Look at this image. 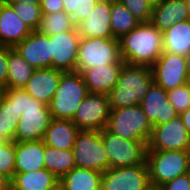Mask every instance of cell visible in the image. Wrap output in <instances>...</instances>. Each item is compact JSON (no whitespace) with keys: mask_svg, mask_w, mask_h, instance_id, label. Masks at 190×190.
Instances as JSON below:
<instances>
[{"mask_svg":"<svg viewBox=\"0 0 190 190\" xmlns=\"http://www.w3.org/2000/svg\"><path fill=\"white\" fill-rule=\"evenodd\" d=\"M3 95L12 102L18 119L14 142L42 140L53 119L49 106L24 88H5Z\"/></svg>","mask_w":190,"mask_h":190,"instance_id":"6da1fadb","label":"cell"},{"mask_svg":"<svg viewBox=\"0 0 190 190\" xmlns=\"http://www.w3.org/2000/svg\"><path fill=\"white\" fill-rule=\"evenodd\" d=\"M119 42L121 58L127 64L151 67L163 52V33L150 22L140 23Z\"/></svg>","mask_w":190,"mask_h":190,"instance_id":"7a4b0ae2","label":"cell"},{"mask_svg":"<svg viewBox=\"0 0 190 190\" xmlns=\"http://www.w3.org/2000/svg\"><path fill=\"white\" fill-rule=\"evenodd\" d=\"M153 82L151 67L124 63L108 94L111 109L140 105Z\"/></svg>","mask_w":190,"mask_h":190,"instance_id":"3957f363","label":"cell"},{"mask_svg":"<svg viewBox=\"0 0 190 190\" xmlns=\"http://www.w3.org/2000/svg\"><path fill=\"white\" fill-rule=\"evenodd\" d=\"M89 94L88 88L79 71L62 72L49 110L54 119L72 120L79 105Z\"/></svg>","mask_w":190,"mask_h":190,"instance_id":"277c9868","label":"cell"},{"mask_svg":"<svg viewBox=\"0 0 190 190\" xmlns=\"http://www.w3.org/2000/svg\"><path fill=\"white\" fill-rule=\"evenodd\" d=\"M152 128L139 104L133 107L111 109L106 126L110 133L122 139L147 143L150 140Z\"/></svg>","mask_w":190,"mask_h":190,"instance_id":"5b68a950","label":"cell"},{"mask_svg":"<svg viewBox=\"0 0 190 190\" xmlns=\"http://www.w3.org/2000/svg\"><path fill=\"white\" fill-rule=\"evenodd\" d=\"M146 163L150 184L158 186L190 171L188 153L183 150L147 151Z\"/></svg>","mask_w":190,"mask_h":190,"instance_id":"8992f818","label":"cell"},{"mask_svg":"<svg viewBox=\"0 0 190 190\" xmlns=\"http://www.w3.org/2000/svg\"><path fill=\"white\" fill-rule=\"evenodd\" d=\"M120 54V42L115 38L80 37L76 71L104 66L124 64Z\"/></svg>","mask_w":190,"mask_h":190,"instance_id":"52a82bcc","label":"cell"},{"mask_svg":"<svg viewBox=\"0 0 190 190\" xmlns=\"http://www.w3.org/2000/svg\"><path fill=\"white\" fill-rule=\"evenodd\" d=\"M72 150L76 167L101 173L109 169V158L101 131L80 130Z\"/></svg>","mask_w":190,"mask_h":190,"instance_id":"ba28073f","label":"cell"},{"mask_svg":"<svg viewBox=\"0 0 190 190\" xmlns=\"http://www.w3.org/2000/svg\"><path fill=\"white\" fill-rule=\"evenodd\" d=\"M101 136L109 158V168L146 163L147 142L122 139L106 128L101 131Z\"/></svg>","mask_w":190,"mask_h":190,"instance_id":"9c48e42d","label":"cell"},{"mask_svg":"<svg viewBox=\"0 0 190 190\" xmlns=\"http://www.w3.org/2000/svg\"><path fill=\"white\" fill-rule=\"evenodd\" d=\"M110 112L108 95L89 93L71 121L79 130L102 131L107 126Z\"/></svg>","mask_w":190,"mask_h":190,"instance_id":"30bf717a","label":"cell"},{"mask_svg":"<svg viewBox=\"0 0 190 190\" xmlns=\"http://www.w3.org/2000/svg\"><path fill=\"white\" fill-rule=\"evenodd\" d=\"M151 70L154 82L166 91L189 82L185 56L162 52Z\"/></svg>","mask_w":190,"mask_h":190,"instance_id":"8fae6325","label":"cell"},{"mask_svg":"<svg viewBox=\"0 0 190 190\" xmlns=\"http://www.w3.org/2000/svg\"><path fill=\"white\" fill-rule=\"evenodd\" d=\"M189 144L190 134L177 116L165 124L153 126L147 151H187Z\"/></svg>","mask_w":190,"mask_h":190,"instance_id":"7c38bea8","label":"cell"},{"mask_svg":"<svg viewBox=\"0 0 190 190\" xmlns=\"http://www.w3.org/2000/svg\"><path fill=\"white\" fill-rule=\"evenodd\" d=\"M149 185L147 163L109 168L102 176L104 190H145Z\"/></svg>","mask_w":190,"mask_h":190,"instance_id":"4fadbf2b","label":"cell"},{"mask_svg":"<svg viewBox=\"0 0 190 190\" xmlns=\"http://www.w3.org/2000/svg\"><path fill=\"white\" fill-rule=\"evenodd\" d=\"M51 37L52 68L76 71L80 35L76 27Z\"/></svg>","mask_w":190,"mask_h":190,"instance_id":"5bb4252c","label":"cell"},{"mask_svg":"<svg viewBox=\"0 0 190 190\" xmlns=\"http://www.w3.org/2000/svg\"><path fill=\"white\" fill-rule=\"evenodd\" d=\"M140 106L152 127L165 124L179 116L168 100L167 91L155 82L151 84Z\"/></svg>","mask_w":190,"mask_h":190,"instance_id":"9a60e30c","label":"cell"},{"mask_svg":"<svg viewBox=\"0 0 190 190\" xmlns=\"http://www.w3.org/2000/svg\"><path fill=\"white\" fill-rule=\"evenodd\" d=\"M14 48L35 69L52 68L50 36L32 31Z\"/></svg>","mask_w":190,"mask_h":190,"instance_id":"2e32d148","label":"cell"},{"mask_svg":"<svg viewBox=\"0 0 190 190\" xmlns=\"http://www.w3.org/2000/svg\"><path fill=\"white\" fill-rule=\"evenodd\" d=\"M111 0H99L89 18L75 27L83 38H113L111 31Z\"/></svg>","mask_w":190,"mask_h":190,"instance_id":"e0dca14e","label":"cell"},{"mask_svg":"<svg viewBox=\"0 0 190 190\" xmlns=\"http://www.w3.org/2000/svg\"><path fill=\"white\" fill-rule=\"evenodd\" d=\"M32 30L18 17L10 4L0 0V45L14 48Z\"/></svg>","mask_w":190,"mask_h":190,"instance_id":"ac0fdd59","label":"cell"},{"mask_svg":"<svg viewBox=\"0 0 190 190\" xmlns=\"http://www.w3.org/2000/svg\"><path fill=\"white\" fill-rule=\"evenodd\" d=\"M62 72L54 68L36 69L24 90L32 98L49 105L58 87Z\"/></svg>","mask_w":190,"mask_h":190,"instance_id":"d6986e66","label":"cell"},{"mask_svg":"<svg viewBox=\"0 0 190 190\" xmlns=\"http://www.w3.org/2000/svg\"><path fill=\"white\" fill-rule=\"evenodd\" d=\"M123 64H109L83 69L80 73L89 93L105 94L115 87Z\"/></svg>","mask_w":190,"mask_h":190,"instance_id":"ffe728a7","label":"cell"},{"mask_svg":"<svg viewBox=\"0 0 190 190\" xmlns=\"http://www.w3.org/2000/svg\"><path fill=\"white\" fill-rule=\"evenodd\" d=\"M190 19L184 0H162L153 5L150 23L162 33L176 22Z\"/></svg>","mask_w":190,"mask_h":190,"instance_id":"44dd1931","label":"cell"},{"mask_svg":"<svg viewBox=\"0 0 190 190\" xmlns=\"http://www.w3.org/2000/svg\"><path fill=\"white\" fill-rule=\"evenodd\" d=\"M43 168H45L43 140L15 142V174Z\"/></svg>","mask_w":190,"mask_h":190,"instance_id":"7402d4cb","label":"cell"},{"mask_svg":"<svg viewBox=\"0 0 190 190\" xmlns=\"http://www.w3.org/2000/svg\"><path fill=\"white\" fill-rule=\"evenodd\" d=\"M79 131L80 130L71 120L53 118L42 140L47 146L70 150L74 147L75 139Z\"/></svg>","mask_w":190,"mask_h":190,"instance_id":"603a6c76","label":"cell"},{"mask_svg":"<svg viewBox=\"0 0 190 190\" xmlns=\"http://www.w3.org/2000/svg\"><path fill=\"white\" fill-rule=\"evenodd\" d=\"M103 173L85 168H73L59 179L63 190H101Z\"/></svg>","mask_w":190,"mask_h":190,"instance_id":"cb8c5ba5","label":"cell"},{"mask_svg":"<svg viewBox=\"0 0 190 190\" xmlns=\"http://www.w3.org/2000/svg\"><path fill=\"white\" fill-rule=\"evenodd\" d=\"M163 52L185 57L190 53V19L176 22L163 32Z\"/></svg>","mask_w":190,"mask_h":190,"instance_id":"d4e9b609","label":"cell"},{"mask_svg":"<svg viewBox=\"0 0 190 190\" xmlns=\"http://www.w3.org/2000/svg\"><path fill=\"white\" fill-rule=\"evenodd\" d=\"M59 178L46 168L17 173L11 180V190H47L55 186Z\"/></svg>","mask_w":190,"mask_h":190,"instance_id":"484cf974","label":"cell"},{"mask_svg":"<svg viewBox=\"0 0 190 190\" xmlns=\"http://www.w3.org/2000/svg\"><path fill=\"white\" fill-rule=\"evenodd\" d=\"M7 88H24L36 70L12 47H8Z\"/></svg>","mask_w":190,"mask_h":190,"instance_id":"4316f807","label":"cell"},{"mask_svg":"<svg viewBox=\"0 0 190 190\" xmlns=\"http://www.w3.org/2000/svg\"><path fill=\"white\" fill-rule=\"evenodd\" d=\"M45 168L59 179L76 167L73 150L57 149L44 144Z\"/></svg>","mask_w":190,"mask_h":190,"instance_id":"83f0119b","label":"cell"},{"mask_svg":"<svg viewBox=\"0 0 190 190\" xmlns=\"http://www.w3.org/2000/svg\"><path fill=\"white\" fill-rule=\"evenodd\" d=\"M110 21L113 38L118 40L141 23L118 0H111Z\"/></svg>","mask_w":190,"mask_h":190,"instance_id":"f1b7e54d","label":"cell"},{"mask_svg":"<svg viewBox=\"0 0 190 190\" xmlns=\"http://www.w3.org/2000/svg\"><path fill=\"white\" fill-rule=\"evenodd\" d=\"M75 28L73 18L64 11L42 14V19L37 31L40 34L53 36Z\"/></svg>","mask_w":190,"mask_h":190,"instance_id":"f546056e","label":"cell"},{"mask_svg":"<svg viewBox=\"0 0 190 190\" xmlns=\"http://www.w3.org/2000/svg\"><path fill=\"white\" fill-rule=\"evenodd\" d=\"M18 119L12 102L4 95L0 99V142L14 141Z\"/></svg>","mask_w":190,"mask_h":190,"instance_id":"4dcf8cb0","label":"cell"},{"mask_svg":"<svg viewBox=\"0 0 190 190\" xmlns=\"http://www.w3.org/2000/svg\"><path fill=\"white\" fill-rule=\"evenodd\" d=\"M18 17L32 30L37 31L41 19L42 12L40 4L25 3L20 1L9 3Z\"/></svg>","mask_w":190,"mask_h":190,"instance_id":"1f68e13d","label":"cell"},{"mask_svg":"<svg viewBox=\"0 0 190 190\" xmlns=\"http://www.w3.org/2000/svg\"><path fill=\"white\" fill-rule=\"evenodd\" d=\"M99 0H63V11L69 14L75 25L89 18Z\"/></svg>","mask_w":190,"mask_h":190,"instance_id":"d6a6232c","label":"cell"},{"mask_svg":"<svg viewBox=\"0 0 190 190\" xmlns=\"http://www.w3.org/2000/svg\"><path fill=\"white\" fill-rule=\"evenodd\" d=\"M0 173L7 176L10 180L15 175V142H0Z\"/></svg>","mask_w":190,"mask_h":190,"instance_id":"836d02e7","label":"cell"},{"mask_svg":"<svg viewBox=\"0 0 190 190\" xmlns=\"http://www.w3.org/2000/svg\"><path fill=\"white\" fill-rule=\"evenodd\" d=\"M167 97L178 114L185 112L190 108V82L167 91Z\"/></svg>","mask_w":190,"mask_h":190,"instance_id":"e575fe53","label":"cell"},{"mask_svg":"<svg viewBox=\"0 0 190 190\" xmlns=\"http://www.w3.org/2000/svg\"><path fill=\"white\" fill-rule=\"evenodd\" d=\"M141 23L150 22L153 5L148 0H118Z\"/></svg>","mask_w":190,"mask_h":190,"instance_id":"d590c367","label":"cell"},{"mask_svg":"<svg viewBox=\"0 0 190 190\" xmlns=\"http://www.w3.org/2000/svg\"><path fill=\"white\" fill-rule=\"evenodd\" d=\"M162 190H190V171L160 186Z\"/></svg>","mask_w":190,"mask_h":190,"instance_id":"8d00e7d4","label":"cell"},{"mask_svg":"<svg viewBox=\"0 0 190 190\" xmlns=\"http://www.w3.org/2000/svg\"><path fill=\"white\" fill-rule=\"evenodd\" d=\"M8 46L0 45V87L7 88Z\"/></svg>","mask_w":190,"mask_h":190,"instance_id":"74e56055","label":"cell"},{"mask_svg":"<svg viewBox=\"0 0 190 190\" xmlns=\"http://www.w3.org/2000/svg\"><path fill=\"white\" fill-rule=\"evenodd\" d=\"M42 14H52L63 11V0H40Z\"/></svg>","mask_w":190,"mask_h":190,"instance_id":"f35d334b","label":"cell"},{"mask_svg":"<svg viewBox=\"0 0 190 190\" xmlns=\"http://www.w3.org/2000/svg\"><path fill=\"white\" fill-rule=\"evenodd\" d=\"M179 116L182 119L187 132L190 134V108H188L185 112L179 114Z\"/></svg>","mask_w":190,"mask_h":190,"instance_id":"ab89813d","label":"cell"},{"mask_svg":"<svg viewBox=\"0 0 190 190\" xmlns=\"http://www.w3.org/2000/svg\"><path fill=\"white\" fill-rule=\"evenodd\" d=\"M0 190H11V180L0 173Z\"/></svg>","mask_w":190,"mask_h":190,"instance_id":"60d3db41","label":"cell"},{"mask_svg":"<svg viewBox=\"0 0 190 190\" xmlns=\"http://www.w3.org/2000/svg\"><path fill=\"white\" fill-rule=\"evenodd\" d=\"M4 3L9 4L10 2H15V1H20V2H25V3H32V4H40V0H1Z\"/></svg>","mask_w":190,"mask_h":190,"instance_id":"b9f144b4","label":"cell"},{"mask_svg":"<svg viewBox=\"0 0 190 190\" xmlns=\"http://www.w3.org/2000/svg\"><path fill=\"white\" fill-rule=\"evenodd\" d=\"M185 58H186L187 72H188L189 79H190V53Z\"/></svg>","mask_w":190,"mask_h":190,"instance_id":"7bdbcfd3","label":"cell"},{"mask_svg":"<svg viewBox=\"0 0 190 190\" xmlns=\"http://www.w3.org/2000/svg\"><path fill=\"white\" fill-rule=\"evenodd\" d=\"M145 190H162V188L158 185L150 184Z\"/></svg>","mask_w":190,"mask_h":190,"instance_id":"ee69618b","label":"cell"},{"mask_svg":"<svg viewBox=\"0 0 190 190\" xmlns=\"http://www.w3.org/2000/svg\"><path fill=\"white\" fill-rule=\"evenodd\" d=\"M47 190H63L60 182H58L55 186H53L52 188L50 189H47Z\"/></svg>","mask_w":190,"mask_h":190,"instance_id":"f6af8a7d","label":"cell"},{"mask_svg":"<svg viewBox=\"0 0 190 190\" xmlns=\"http://www.w3.org/2000/svg\"><path fill=\"white\" fill-rule=\"evenodd\" d=\"M186 6H187V9L189 11V17H190V0H184Z\"/></svg>","mask_w":190,"mask_h":190,"instance_id":"bcb514c9","label":"cell"},{"mask_svg":"<svg viewBox=\"0 0 190 190\" xmlns=\"http://www.w3.org/2000/svg\"><path fill=\"white\" fill-rule=\"evenodd\" d=\"M152 5L159 4L162 0H148Z\"/></svg>","mask_w":190,"mask_h":190,"instance_id":"7dc6e473","label":"cell"},{"mask_svg":"<svg viewBox=\"0 0 190 190\" xmlns=\"http://www.w3.org/2000/svg\"><path fill=\"white\" fill-rule=\"evenodd\" d=\"M187 153H188V159H189V164H190V144L188 146Z\"/></svg>","mask_w":190,"mask_h":190,"instance_id":"c3c4849f","label":"cell"},{"mask_svg":"<svg viewBox=\"0 0 190 190\" xmlns=\"http://www.w3.org/2000/svg\"><path fill=\"white\" fill-rule=\"evenodd\" d=\"M3 91H4V89L2 87H0V99H1V97L3 95Z\"/></svg>","mask_w":190,"mask_h":190,"instance_id":"681fc988","label":"cell"}]
</instances>
